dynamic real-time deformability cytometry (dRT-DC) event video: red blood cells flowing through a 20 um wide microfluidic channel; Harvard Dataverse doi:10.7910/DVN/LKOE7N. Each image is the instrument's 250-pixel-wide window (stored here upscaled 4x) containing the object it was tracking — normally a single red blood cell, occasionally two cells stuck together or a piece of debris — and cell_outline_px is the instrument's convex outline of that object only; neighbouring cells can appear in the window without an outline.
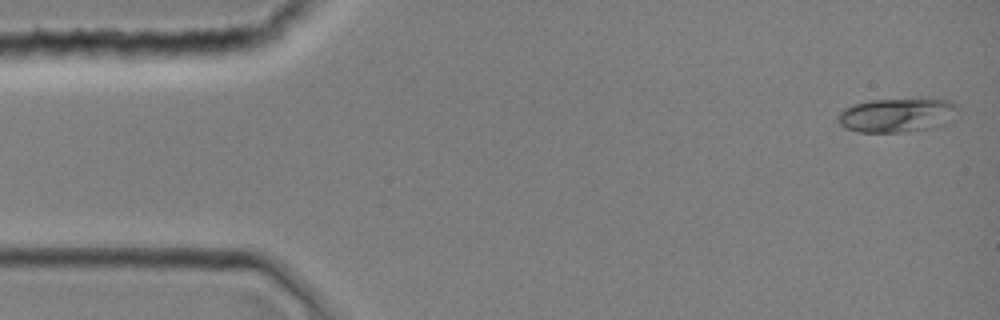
{"species": "common noctule bat (a hibernating species)", "species_latin": "Nyctalus noctula", "temperature_condition": "room temperature", "stored_images_in_passage": 5, "camera_frame_rate_fps": 3000, "um_per_image_px": 0.085, "animal": {"sex": "female", "body_mass_g": 19.0, "forearm_length_mm": 51.5}, "frame": {"image": 1, "passage_image": 1, "time_ms": 0.0, "image_size_px": [1000, 320], "cell_outline_px": [[960, 108], [956, 120], [940, 128], [900, 132], [856, 132], [844, 128], [836, 120], [836, 116], [844, 108], [852, 104], [868, 100], [928, 96], [948, 100], [956, 104]], "centroid_in_image_um": [76.36, 9.75], "position_along_channel_um": 8.6, "area_um2": 25.61}}